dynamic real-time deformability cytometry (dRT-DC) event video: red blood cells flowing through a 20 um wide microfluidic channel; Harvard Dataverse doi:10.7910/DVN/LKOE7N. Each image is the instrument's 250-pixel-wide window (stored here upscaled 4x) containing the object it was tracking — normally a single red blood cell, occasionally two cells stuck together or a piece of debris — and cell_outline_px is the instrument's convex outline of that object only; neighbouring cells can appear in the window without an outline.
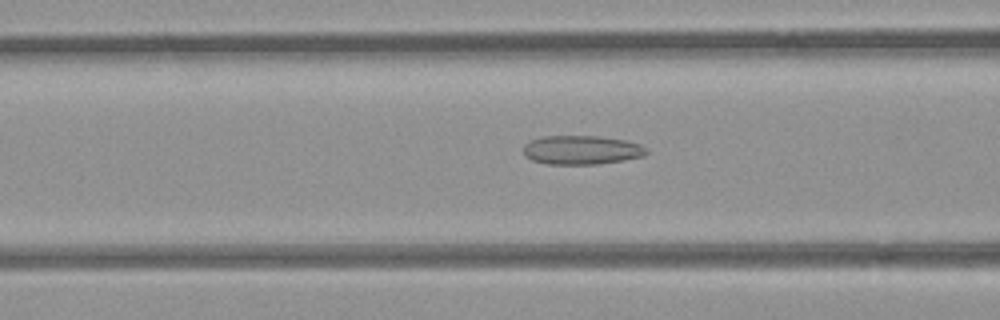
{"species": "common noctule bat (a hibernating species)", "species_latin": "Nyctalus noctula", "temperature_condition": "room temperature", "stored_images_in_passage": 51, "camera_frame_rate_fps": 3000, "um_per_image_px": 0.085, "animal": {"sex": "female", "body_mass_g": 21.9}, "frame": {"image": 1, "passage_image": 19, "time_ms": 6.0, "image_size_px": [1000, 320], "cell_outline_px": [[648, 152], [644, 156], [624, 160], [596, 164], [548, 164], [532, 160], [524, 156], [524, 144], [532, 140], [544, 136], [596, 136], [624, 140], [640, 144], [648, 148]], "centroid_in_image_um": [49.45, 12.75], "position_along_channel_um": 117.2, "area_um2": 20.75}}
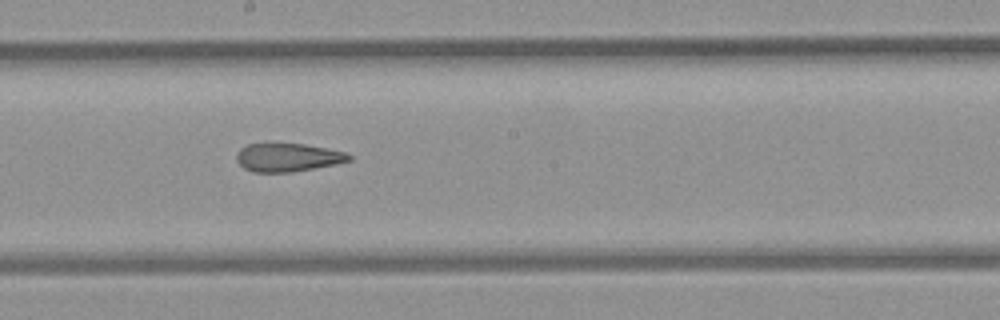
{"frame": {"image": 2, "passage_image": 27, "time_ms": 8.667, "image_size_px": [1000, 320], "cell_outline_px": [[352, 160], [292, 172], [252, 172], [244, 168], [236, 160], [236, 152], [240, 148], [248, 144], [304, 144], [344, 152], [352, 156]], "centroid_in_image_um": [24.4, 13.38], "position_along_channel_um": 223.8, "area_um2": 18.26}}
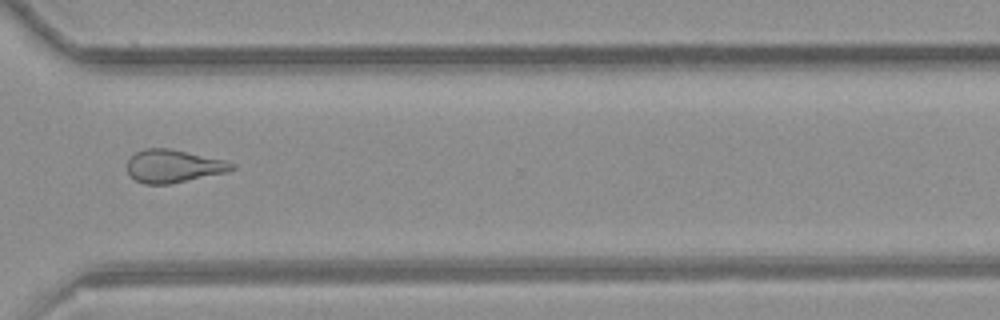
{"frame": {"image": 3, "passage_image": 37, "time_ms": 12.0, "image_size_px": [1000, 320], "cell_outline_px": [[236, 168], [224, 172], [168, 184], [144, 184], [136, 180], [128, 172], [128, 160], [136, 152], [144, 148], [168, 148], [224, 160], [236, 164]], "centroid_in_image_um": [14.72, 14.11], "position_along_channel_um": 355.9, "area_um2": 19.65}, "authors_computed_cell_mechanics": {"area_um2": 21.1548, "velocity_mm_per_s": 3.9837, "shape_relaxation_time_tau1_ms": null, "shape_relaxation_time_tau2_ms": 3.0708, "deformation_change_tau1": null, "deformation_change_tau2": 0.1215}}